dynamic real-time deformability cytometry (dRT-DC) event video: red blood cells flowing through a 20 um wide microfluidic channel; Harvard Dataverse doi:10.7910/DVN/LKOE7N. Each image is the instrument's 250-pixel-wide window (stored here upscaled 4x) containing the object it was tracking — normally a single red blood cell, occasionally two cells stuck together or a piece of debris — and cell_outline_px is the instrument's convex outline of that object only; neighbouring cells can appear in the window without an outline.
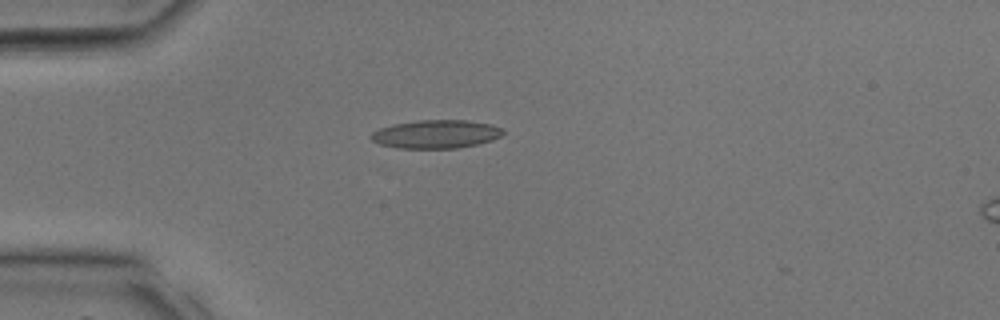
{"species": "common noctule bat (a hibernating species)", "species_latin": "Nyctalus noctula", "temperature_condition": "room temperature", "stored_images_in_passage": 25, "camera_frame_rate_fps": 3000, "um_per_image_px": 0.085, "animal": {"sex": "male", "body_mass_g": 17.9, "forearm_length_mm": 54.2}, "frame": {"image": 1, "passage_image": 1, "time_ms": 0.0, "image_size_px": [1000, 320], "cell_outline_px": [[504, 132], [500, 136], [492, 140], [476, 144], [456, 148], [396, 148], [380, 144], [372, 140], [368, 136], [372, 132], [380, 128], [392, 124], [420, 120], [468, 120], [488, 124], [504, 128]], "centroid_in_image_um": [37.03, 11.4], "position_along_channel_um": 48.0, "area_um2": 21.79}}
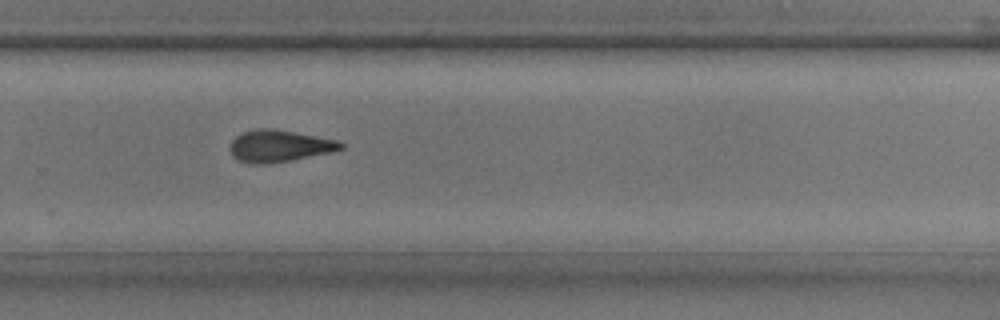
{"frame": {"image": 2, "passage_image": 15, "time_ms": 4.667, "image_size_px": [1000, 320], "cell_outline_px": [[344, 148], [332, 152], [288, 160], [264, 164], [252, 164], [240, 160], [232, 156], [228, 148], [232, 140], [236, 136], [244, 132], [256, 128], [268, 128], [292, 132], [336, 140], [344, 144]], "centroid_in_image_um": [23.69, 12.41], "position_along_channel_um": 306.1, "area_um2": 20.23}}
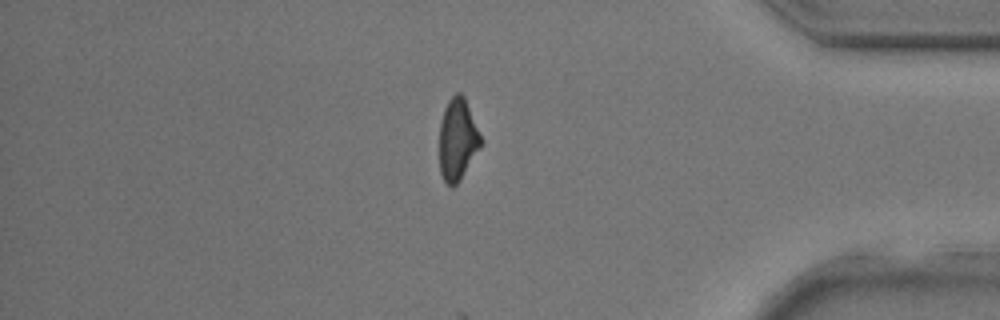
{"frame": {"image": 3, "passage_image": 21, "time_ms": 6.667, "image_size_px": [1000, 320], "cell_outline_px": [[484, 144], [460, 180], [452, 188], [444, 180], [440, 172], [440, 120], [444, 108], [448, 100], [456, 92], [460, 92], [464, 96], [484, 140]], "centroid_in_image_um": [38.93, 11.85], "position_along_channel_um": 396.3, "area_um2": 20.17}}